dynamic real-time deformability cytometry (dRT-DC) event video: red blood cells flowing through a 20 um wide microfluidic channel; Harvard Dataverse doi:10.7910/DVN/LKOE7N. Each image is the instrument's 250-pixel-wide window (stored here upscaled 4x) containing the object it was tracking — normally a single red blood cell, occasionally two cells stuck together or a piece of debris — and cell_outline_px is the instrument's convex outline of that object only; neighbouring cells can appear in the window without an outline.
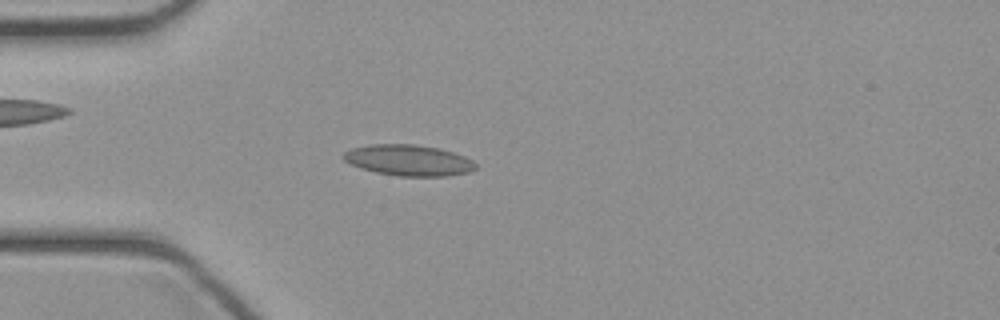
{"species": "common noctule bat (a hibernating species)", "species_latin": "Nyctalus noctula", "temperature_condition": "cold", "stored_images_in_passage": 43, "camera_frame_rate_fps": 3000, "um_per_image_px": 0.085, "animal": {"sex": "female", "body_mass_g": 21.9}, "frame": {"image": 1, "passage_image": 11, "time_ms": 3.333, "image_size_px": [1000, 320], "cell_outline_px": [[476, 168], [468, 172], [448, 176], [396, 176], [376, 172], [360, 168], [344, 160], [340, 156], [344, 152], [352, 148], [368, 144], [412, 144], [440, 148], [464, 156], [472, 160], [476, 164]], "centroid_in_image_um": [34.7, 13.62], "position_along_channel_um": 50.3, "area_um2": 23.93}}
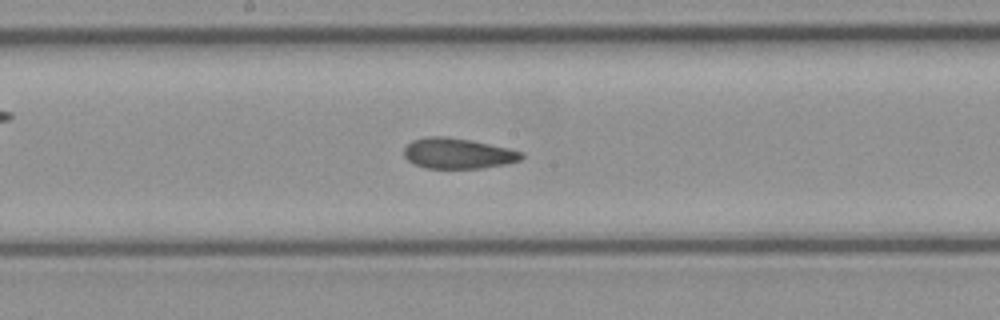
{"frame": {"image": 2, "passage_image": 22, "time_ms": 7.0, "image_size_px": [1000, 320], "cell_outline_px": [[524, 156], [520, 160], [504, 164], [480, 168], [424, 168], [412, 164], [404, 156], [404, 148], [412, 140], [428, 136], [448, 136], [472, 140], [508, 148], [524, 152]], "centroid_in_image_um": [38.89, 13.03], "position_along_channel_um": 209.3, "area_um2": 21.04}}
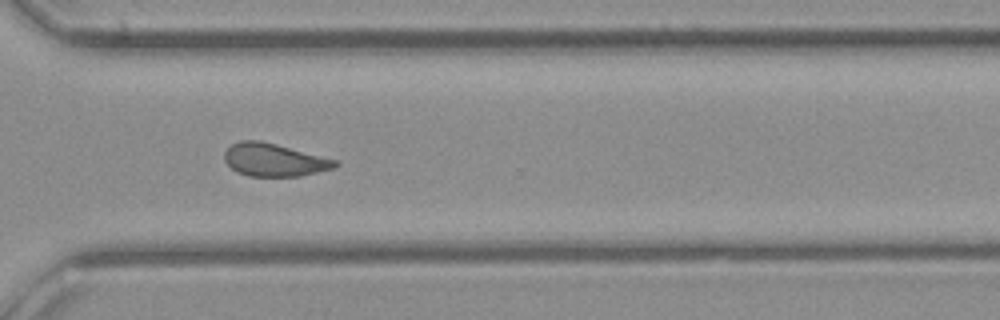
{"frame": {"image": 3, "passage_image": 31, "time_ms": 10.0, "image_size_px": [1000, 320], "cell_outline_px": [[340, 164], [336, 168], [300, 176], [248, 176], [236, 172], [224, 160], [224, 152], [232, 144], [240, 140], [260, 140], [276, 144], [336, 160]], "centroid_in_image_um": [23.29, 13.59], "position_along_channel_um": 347.3, "area_um2": 21.15}}